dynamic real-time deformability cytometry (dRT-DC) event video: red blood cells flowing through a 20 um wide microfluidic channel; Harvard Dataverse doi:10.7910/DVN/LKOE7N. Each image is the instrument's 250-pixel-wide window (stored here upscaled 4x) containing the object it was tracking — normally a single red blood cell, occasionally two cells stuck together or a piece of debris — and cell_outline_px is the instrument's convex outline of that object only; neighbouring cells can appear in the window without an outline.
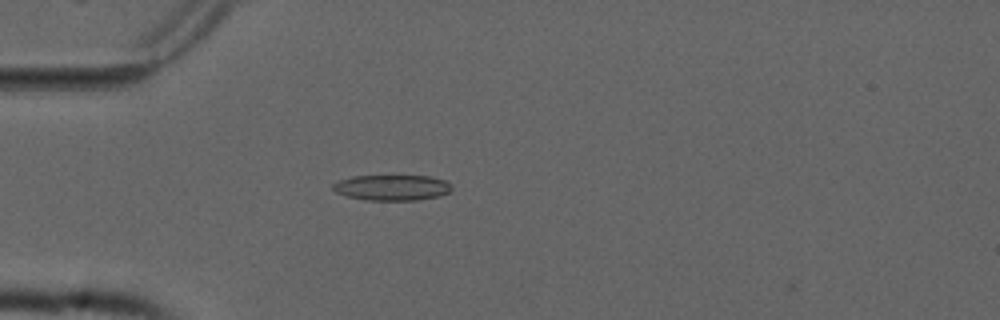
{"species": "common noctule bat (a hibernating species)", "species_latin": "Nyctalus noctula", "temperature_condition": "cold", "stored_images_in_passage": 7, "camera_frame_rate_fps": 3000, "um_per_image_px": 0.085, "animal": {"sex": "male", "forearm_length_mm": 52.5}, "frame": {"image": 1, "passage_image": 5, "time_ms": 1.333, "image_size_px": [1000, 320], "cell_outline_px": [[452, 188], [448, 192], [440, 196], [416, 200], [364, 200], [348, 196], [336, 192], [332, 188], [332, 184], [340, 180], [352, 176], [428, 176], [444, 180], [452, 184]], "centroid_in_image_um": [33.32, 15.94], "position_along_channel_um": 51.7, "area_um2": 17.69}}